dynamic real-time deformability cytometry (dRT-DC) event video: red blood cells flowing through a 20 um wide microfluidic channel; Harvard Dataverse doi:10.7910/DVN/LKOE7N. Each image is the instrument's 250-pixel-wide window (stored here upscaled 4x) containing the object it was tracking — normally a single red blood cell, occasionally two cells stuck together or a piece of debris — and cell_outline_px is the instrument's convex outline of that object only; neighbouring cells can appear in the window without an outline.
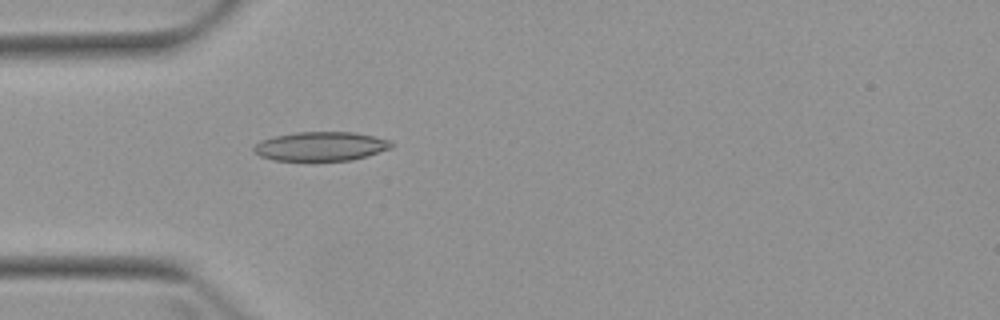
{"species": "Egyptian fruit bat (a non-hibernating species)", "species_latin": "Rousettus aegyptiacus", "temperature_condition": "warm", "stored_images_in_passage": 4, "camera_frame_rate_fps": 3000, "um_per_image_px": 0.085, "animal": {"sex": "female"}, "frame": {"image": 1, "passage_image": 4, "time_ms": 3.667, "image_size_px": [1000, 320], "cell_outline_px": [[392, 148], [368, 156], [352, 160], [272, 160], [260, 156], [252, 152], [252, 148], [260, 140], [276, 136], [296, 132], [356, 132], [392, 140]], "centroid_in_image_um": [27.28, 12.43], "position_along_channel_um": 57.7, "area_um2": 23.47}}